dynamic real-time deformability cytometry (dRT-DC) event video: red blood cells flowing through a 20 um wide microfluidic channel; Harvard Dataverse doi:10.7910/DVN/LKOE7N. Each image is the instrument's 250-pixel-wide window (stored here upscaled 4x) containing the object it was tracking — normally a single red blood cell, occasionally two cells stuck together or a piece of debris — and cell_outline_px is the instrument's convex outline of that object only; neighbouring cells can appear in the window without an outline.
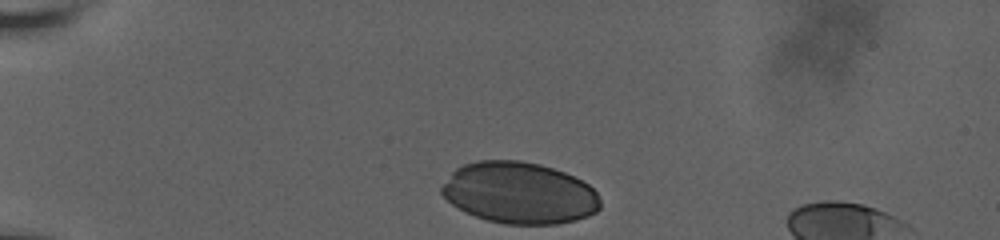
{"species": "human", "species_latin": "Homo sapiens", "temperature_condition": "room temperature", "stored_images_in_passage": 35, "camera_frame_rate_fps": 3000, "um_per_image_px": 0.085, "donor": {"sex": "male"}, "frame": {"image": 1, "passage_image": 1, "time_ms": 0.0, "image_size_px": [1000, 240], "cell_outline_px": [[600, 208], [596, 212], [588, 216], [576, 220], [556, 224], [504, 224], [488, 220], [476, 216], [452, 204], [440, 192], [440, 188], [452, 172], [456, 168], [464, 164], [476, 160], [520, 160], [540, 164], [564, 172], [588, 184], [596, 192], [600, 200]], "centroid_in_image_um": [44.15, 16.39], "position_along_channel_um": 40.9, "area_um2": 56.76}}
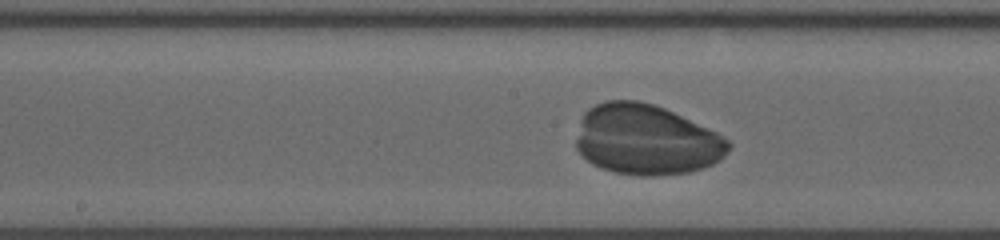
{"frame": {"image": 2, "passage_image": 18, "time_ms": 5.667, "image_size_px": [1000, 240], "cell_outline_px": [[732, 144], [728, 152], [720, 160], [704, 168], [688, 172], [656, 176], [644, 176], [616, 172], [600, 168], [592, 164], [576, 148], [576, 140], [580, 120], [584, 112], [588, 108], [604, 100], [636, 100], [652, 104], [664, 108], [708, 128], [716, 132], [728, 140]], "centroid_in_image_um": [54.93, 11.88], "position_along_channel_um": 193.3, "area_um2": 62.54}}
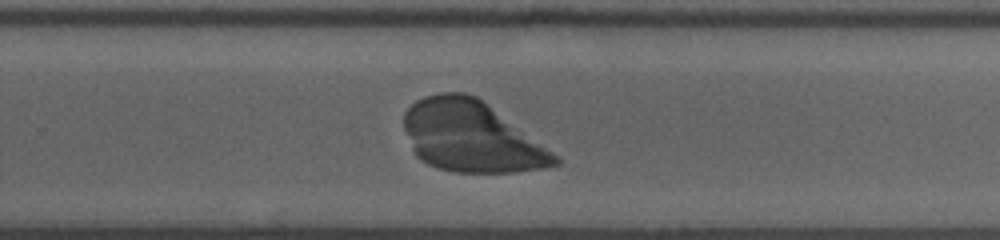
{"frame": {"image": 3, "passage_image": 26, "time_ms": 8.333, "image_size_px": [1000, 240], "cell_outline_px": [[560, 164], [544, 168], [512, 172], [452, 172], [436, 168], [420, 160], [416, 156], [412, 148], [404, 128], [404, 112], [416, 100], [424, 96], [440, 92], [464, 92], [476, 96], [552, 152], [560, 160]], "centroid_in_image_um": [39.99, 11.62], "position_along_channel_um": 289.8, "area_um2": 61.67}}